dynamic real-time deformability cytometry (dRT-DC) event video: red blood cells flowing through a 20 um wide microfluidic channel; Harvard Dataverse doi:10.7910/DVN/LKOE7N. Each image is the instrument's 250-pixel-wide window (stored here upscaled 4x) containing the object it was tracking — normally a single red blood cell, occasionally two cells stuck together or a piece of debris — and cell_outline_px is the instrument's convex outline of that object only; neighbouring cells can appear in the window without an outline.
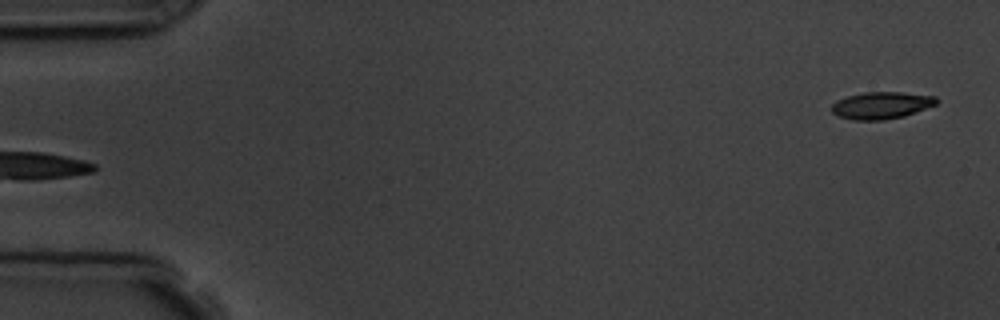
{"species": "common noctule bat (a hibernating species)", "species_latin": "Nyctalus noctula", "temperature_condition": "room temperature", "stored_images_in_passage": 4, "segment_of_instrument_passage": [2, 2], "camera_frame_rate_fps": 3000, "um_per_image_px": 0.085, "animal": {"sex": "male", "body_mass_g": 19.5, "forearm_length_mm": 54.6}, "frame": {"image": 1, "passage_image": 4, "time_ms": 4.333, "image_size_px": [1000, 320], "cell_outline_px": [[940, 100], [936, 104], [904, 116], [884, 120], [852, 120], [840, 116], [832, 112], [832, 104], [836, 100], [848, 96], [864, 92], [904, 92], [936, 96]], "centroid_in_image_um": [74.93, 8.94], "position_along_channel_um": 10.1, "area_um2": 16.53}}